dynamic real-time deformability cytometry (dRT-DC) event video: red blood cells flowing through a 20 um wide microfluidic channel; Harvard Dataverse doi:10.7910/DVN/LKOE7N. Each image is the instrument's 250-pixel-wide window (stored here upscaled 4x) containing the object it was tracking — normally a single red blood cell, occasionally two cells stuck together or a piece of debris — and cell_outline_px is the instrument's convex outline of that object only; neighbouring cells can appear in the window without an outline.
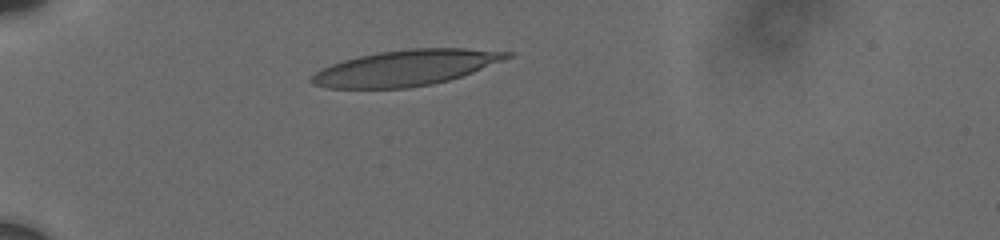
{"species": "human", "species_latin": "Homo sapiens", "temperature_condition": "cold", "stored_images_in_passage": 5, "camera_frame_rate_fps": 3000, "um_per_image_px": 0.085, "donor": {"sex": "male"}, "frame": {"image": 1, "passage_image": 1, "time_ms": 0.0, "image_size_px": [1000, 240], "cell_outline_px": [[516, 52], [512, 56], [472, 72], [448, 80], [432, 84], [408, 88], [328, 88], [312, 84], [308, 80], [316, 72], [332, 64], [344, 60], [376, 52], [408, 48], [464, 48]], "centroid_in_image_um": [34.49, 5.76], "position_along_channel_um": 50.5, "area_um2": 40.46}}
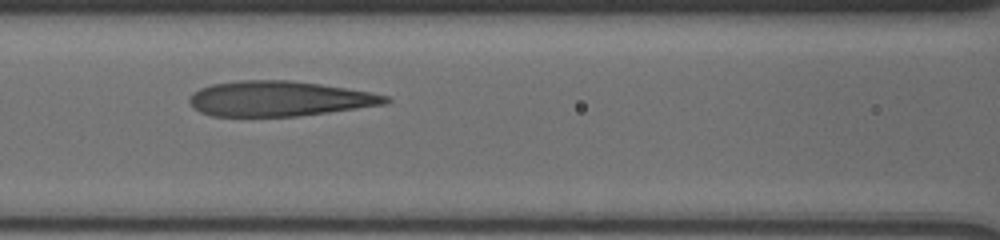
{"frame": {"image": 2, "passage_image": 4, "time_ms": 3.333, "image_size_px": [1000, 240], "cell_outline_px": [[392, 100], [384, 104], [328, 112], [296, 116], [212, 116], [200, 112], [188, 100], [192, 92], [200, 88], [212, 84], [240, 80], [288, 80], [320, 84], [368, 92], [388, 96]], "centroid_in_image_um": [23.69, 8.38], "position_along_channel_um": 142.9, "area_um2": 39.77}}
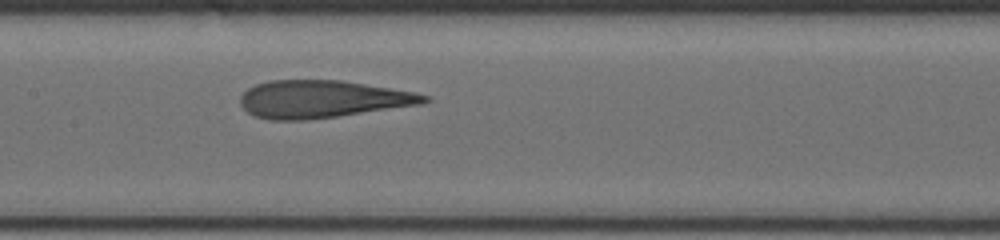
{"frame": {"image": 3, "passage_image": 5, "time_ms": 4.333, "image_size_px": [1000, 240], "cell_outline_px": [[432, 100], [420, 104], [336, 116], [304, 120], [272, 120], [256, 116], [248, 112], [240, 104], [240, 96], [248, 88], [256, 84], [268, 80], [340, 80], [416, 92], [428, 96]], "centroid_in_image_um": [27.37, 8.41], "position_along_channel_um": 180.0, "area_um2": 39.88}}